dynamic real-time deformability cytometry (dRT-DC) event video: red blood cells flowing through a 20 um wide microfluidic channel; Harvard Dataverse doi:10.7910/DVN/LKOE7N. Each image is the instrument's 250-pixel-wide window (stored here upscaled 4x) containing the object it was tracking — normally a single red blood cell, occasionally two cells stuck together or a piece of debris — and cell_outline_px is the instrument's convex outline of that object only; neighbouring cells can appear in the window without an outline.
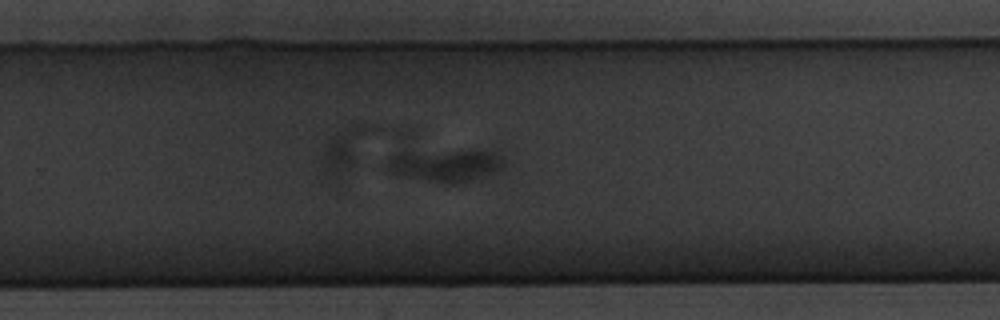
{"species": "common noctule bat (a hibernating species)", "species_latin": "Nyctalus noctula", "temperature_condition": "warm", "stored_images_in_passage": 52, "camera_frame_rate_fps": 3000, "um_per_image_px": 0.085, "animal": {"sex": "male", "body_mass_g": 20.1, "forearm_length_mm": 53.5}, "frame": {"image": 1, "passage_image": 35, "time_ms": 11.333, "image_size_px": [1000, 320], "cell_outline_px": [[504, 164], [500, 168], [492, 172], [468, 180], [452, 184], [444, 184], [388, 172], [384, 164], [392, 128], [416, 132], [496, 148], [504, 160]], "centroid_in_image_um": [37.3, 13.42], "position_along_channel_um": 292.5, "area_um2": 32.89}}